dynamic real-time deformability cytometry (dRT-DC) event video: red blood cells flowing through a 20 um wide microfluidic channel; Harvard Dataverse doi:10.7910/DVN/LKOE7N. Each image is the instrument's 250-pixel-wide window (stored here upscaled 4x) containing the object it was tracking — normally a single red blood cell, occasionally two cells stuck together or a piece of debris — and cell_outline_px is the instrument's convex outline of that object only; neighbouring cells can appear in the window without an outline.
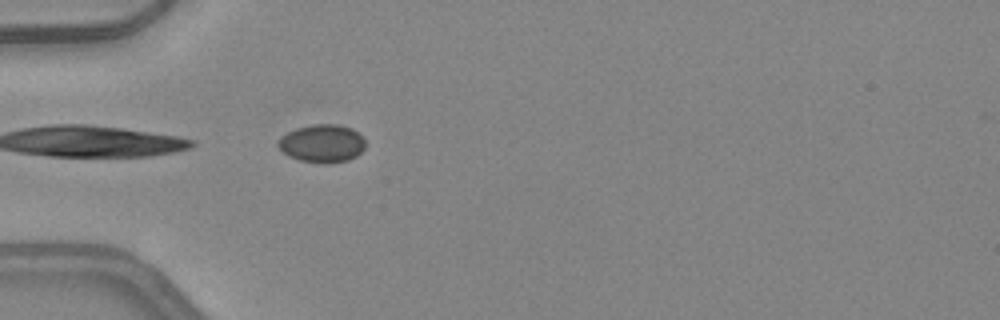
{"species": "common noctule bat (a hibernating species)", "species_latin": "Nyctalus noctula", "temperature_condition": "warm", "stored_images_in_passage": 21, "camera_frame_rate_fps": 3000, "um_per_image_px": 0.085, "animal": {"sex": "female", "body_mass_g": 24.6, "forearm_length_mm": 56.2}, "frame": {"image": 1, "passage_image": 1, "time_ms": 0.0, "image_size_px": [1000, 320], "cell_outline_px": [[364, 148], [356, 156], [348, 160], [324, 164], [300, 160], [288, 156], [276, 144], [276, 140], [280, 136], [296, 128], [312, 124], [336, 124], [352, 128], [364, 136]], "centroid_in_image_um": [27.37, 12.18], "position_along_channel_um": 57.6, "area_um2": 19.48}}